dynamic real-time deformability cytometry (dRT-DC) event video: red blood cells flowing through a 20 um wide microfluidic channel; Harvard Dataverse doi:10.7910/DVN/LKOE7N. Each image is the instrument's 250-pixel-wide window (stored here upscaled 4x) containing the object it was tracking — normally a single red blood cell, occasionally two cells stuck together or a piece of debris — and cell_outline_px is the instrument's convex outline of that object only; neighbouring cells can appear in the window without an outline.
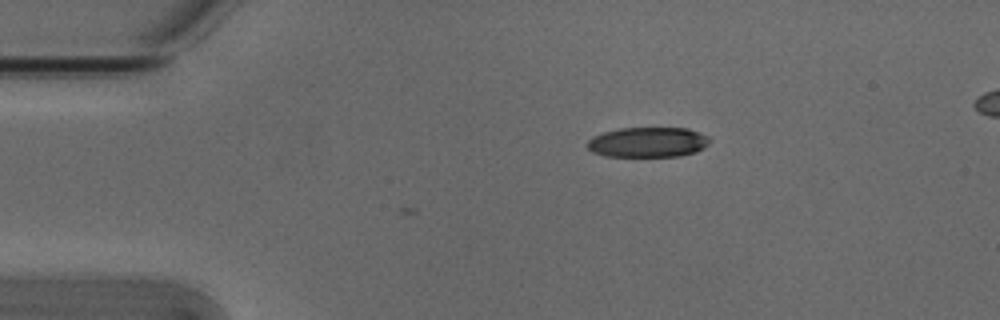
{"species": "Egyptian fruit bat (a non-hibernating species)", "species_latin": "Rousettus aegyptiacus", "temperature_condition": "cold", "stored_images_in_passage": 6, "camera_frame_rate_fps": 3000, "um_per_image_px": 0.085, "animal": {"sex": "male"}, "frame": {"image": 1, "passage_image": 1, "time_ms": 0.0, "image_size_px": [1000, 320], "cell_outline_px": [[712, 140], [704, 148], [696, 152], [680, 156], [604, 156], [592, 152], [584, 144], [592, 136], [604, 132], [620, 128], [688, 128], [708, 136]], "centroid_in_image_um": [55.06, 12.09], "position_along_channel_um": 29.9, "area_um2": 21.68}}